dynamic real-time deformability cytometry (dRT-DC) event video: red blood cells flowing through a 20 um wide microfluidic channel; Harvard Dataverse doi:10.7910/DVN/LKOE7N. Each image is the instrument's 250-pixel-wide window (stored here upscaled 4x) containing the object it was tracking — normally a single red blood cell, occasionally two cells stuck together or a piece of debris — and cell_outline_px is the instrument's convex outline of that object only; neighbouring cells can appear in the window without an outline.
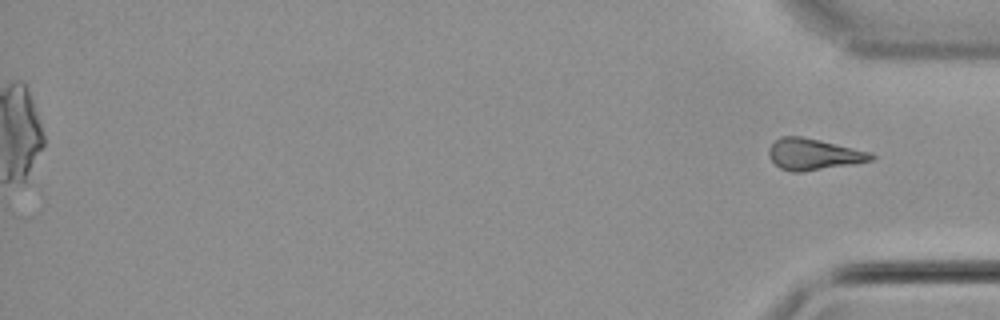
{"species": "common noctule bat (a hibernating species)", "species_latin": "Nyctalus noctula", "temperature_condition": "cold", "stored_images_in_passage": 38, "camera_frame_rate_fps": 3000, "um_per_image_px": 0.085, "animal": {"sex": "male", "body_mass_g": 21.5, "forearm_length_mm": 52.0}, "frame": {"image": 1, "passage_image": 38, "time_ms": 12.333, "image_size_px": [1000, 320], "cell_outline_px": [[876, 156], [872, 160], [856, 164], [800, 172], [792, 172], [780, 168], [768, 156], [768, 148], [780, 136], [800, 136], [820, 140], [872, 152]], "centroid_in_image_um": [69.17, 13.11], "position_along_channel_um": 366.0, "area_um2": 18.79}}